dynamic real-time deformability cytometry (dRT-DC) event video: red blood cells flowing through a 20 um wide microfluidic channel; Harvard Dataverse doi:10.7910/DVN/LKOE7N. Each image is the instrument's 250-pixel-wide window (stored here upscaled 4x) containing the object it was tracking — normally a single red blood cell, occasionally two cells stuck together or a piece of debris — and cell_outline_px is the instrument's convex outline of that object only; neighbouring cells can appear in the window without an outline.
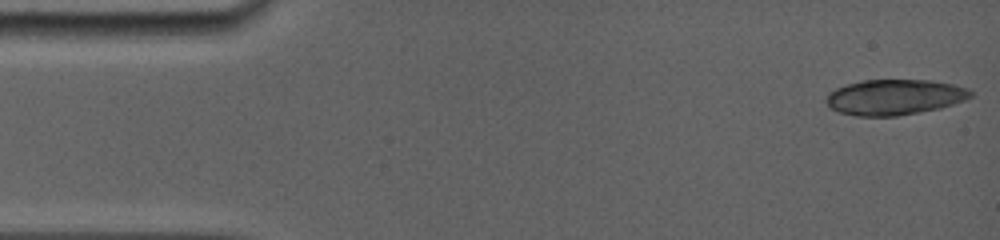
{"species": "common noctule bat (a hibernating species)", "species_latin": "Nyctalus noctula", "temperature_condition": "room temperature", "stored_images_in_passage": 12, "camera_frame_rate_fps": 5000, "um_per_image_px": 0.085, "animal": {"sex": "female", "body_mass_g": 19.0, "forearm_length_mm": 56.7}, "frame": {"image": 1, "passage_image": 1, "time_ms": 0.0, "image_size_px": [1000, 240], "cell_outline_px": [[972, 96], [964, 100], [940, 108], [920, 112], [896, 116], [856, 116], [840, 112], [832, 108], [828, 104], [828, 92], [836, 88], [848, 84], [864, 80], [928, 80], [952, 84], [968, 88], [972, 92]], "centroid_in_image_um": [76.06, 8.25], "position_along_channel_um": 8.9, "area_um2": 29.59}}